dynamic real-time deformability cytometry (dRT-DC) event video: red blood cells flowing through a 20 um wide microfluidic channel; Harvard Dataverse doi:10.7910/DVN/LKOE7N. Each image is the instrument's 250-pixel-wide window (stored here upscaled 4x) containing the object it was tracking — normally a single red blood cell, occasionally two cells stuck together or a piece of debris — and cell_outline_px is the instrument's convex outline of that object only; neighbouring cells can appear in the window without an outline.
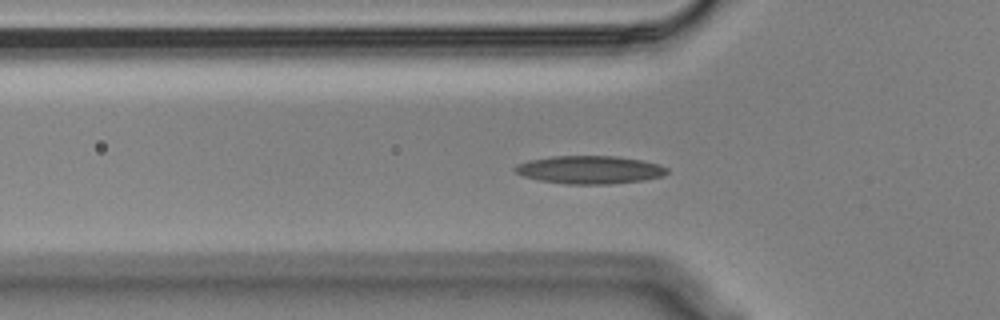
{"species": "Egyptian fruit bat (a non-hibernating species)", "species_latin": "Rousettus aegyptiacus", "temperature_condition": "cold", "stored_images_in_passage": 44, "camera_frame_rate_fps": 3000, "um_per_image_px": 0.085, "animal": {"sex": "male"}, "frame": {"image": 1, "passage_image": 5, "time_ms": 1.333, "image_size_px": [1000, 320], "cell_outline_px": [[668, 172], [664, 176], [644, 180], [612, 184], [568, 184], [540, 180], [524, 176], [516, 172], [512, 168], [516, 164], [528, 160], [552, 156], [612, 156], [640, 160], [656, 164], [668, 168]], "centroid_in_image_um": [50.1, 14.43], "position_along_channel_um": 75.7, "area_um2": 24.74}}
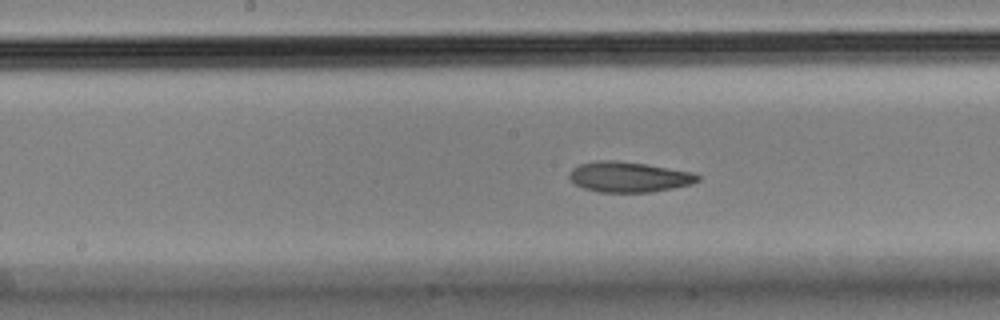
{"frame": {"image": 2, "passage_image": 15, "time_ms": 4.667, "image_size_px": [1000, 320], "cell_outline_px": [[700, 180], [692, 184], [652, 192], [596, 192], [584, 188], [576, 184], [568, 176], [572, 168], [580, 164], [600, 160], [612, 160], [644, 164], [692, 172], [700, 176]], "centroid_in_image_um": [53.45, 15.05], "position_along_channel_um": 194.7, "area_um2": 22.54}}
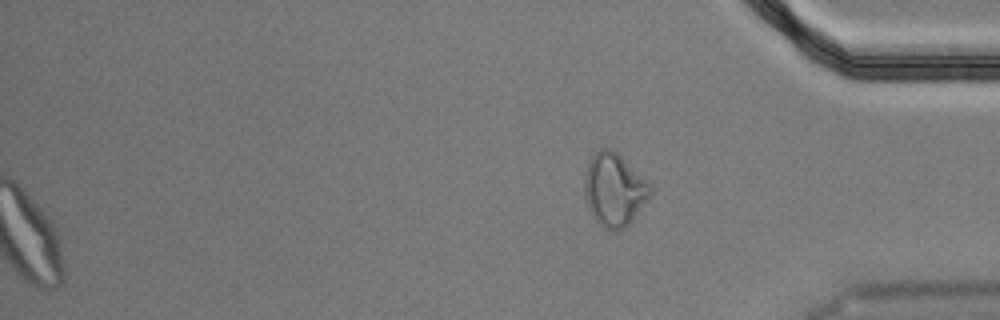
{"frame": {"image": 3, "passage_image": 44, "time_ms": 14.333, "image_size_px": [1000, 320], "cell_outline_px": [[652, 192], [632, 220], [624, 228], [604, 228], [596, 220], [588, 208], [584, 196], [584, 184], [588, 164], [592, 156], [600, 148], [608, 148], [616, 152], [652, 184]], "centroid_in_image_um": [52.21, 16.1], "position_along_channel_um": 383.0, "area_um2": 27.46}, "authors_computed_cell_mechanics": {"area_um2": 23.8714, "velocity_mm_per_s": 3.542, "shape_relaxation_time_tau1_ms": 8.4525, "shape_relaxation_time_tau2_ms": 3.2246, "deformation_change_tau1": 0.187, "deformation_change_tau2": 0.0888}}